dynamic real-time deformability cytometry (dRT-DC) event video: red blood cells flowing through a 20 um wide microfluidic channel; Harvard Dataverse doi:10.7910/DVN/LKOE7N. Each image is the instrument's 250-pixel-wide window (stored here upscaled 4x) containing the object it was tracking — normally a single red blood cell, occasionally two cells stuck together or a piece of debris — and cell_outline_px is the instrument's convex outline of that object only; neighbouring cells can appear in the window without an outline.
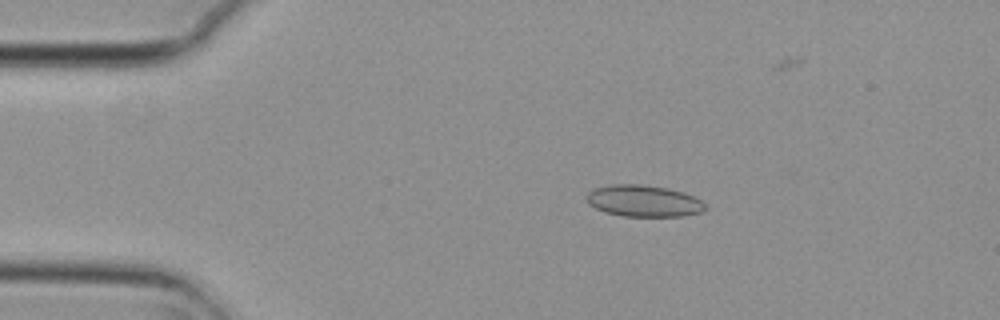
{"species": "common noctule bat (a hibernating species)", "species_latin": "Nyctalus noctula", "temperature_condition": "cold", "stored_images_in_passage": 6, "camera_frame_rate_fps": 3000, "um_per_image_px": 0.085, "animal": {"sex": "female", "body_mass_g": 29.2, "forearm_length_mm": 56.3}, "frame": {"image": 1, "passage_image": 3, "time_ms": 0.667, "image_size_px": [1000, 320], "cell_outline_px": [[708, 208], [700, 212], [684, 216], [624, 216], [604, 212], [588, 204], [584, 196], [588, 192], [596, 188], [612, 184], [640, 184], [668, 188], [684, 192], [700, 200]], "centroid_in_image_um": [54.68, 17.08], "position_along_channel_um": 30.3, "area_um2": 21.91}}
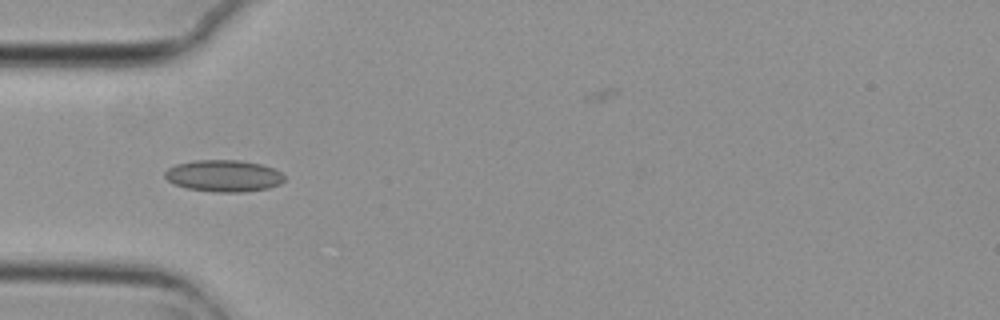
{"frame": {"image": 2, "passage_image": 5, "time_ms": 1.333, "image_size_px": [1000, 320], "cell_outline_px": [[284, 180], [280, 184], [268, 188], [244, 192], [216, 192], [188, 188], [172, 184], [164, 176], [164, 172], [168, 168], [176, 164], [192, 160], [240, 160], [260, 164], [272, 168], [280, 172], [284, 176]], "centroid_in_image_um": [18.99, 14.94], "position_along_channel_um": 66.0, "area_um2": 22.14}}
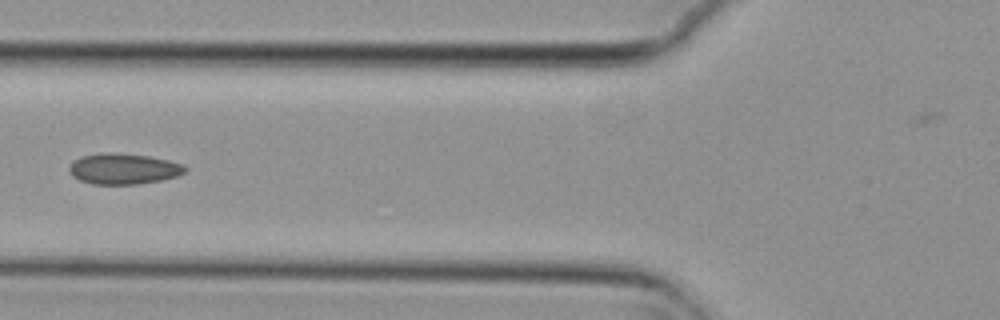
{"frame": {"image": 3, "passage_image": 6, "time_ms": 1.667, "image_size_px": [1000, 320], "cell_outline_px": [[188, 168], [184, 172], [176, 176], [160, 180], [136, 184], [92, 184], [80, 180], [72, 176], [68, 168], [72, 160], [80, 156], [148, 156], [168, 160], [184, 164]], "centroid_in_image_um": [10.51, 14.4], "position_along_channel_um": 115.3, "area_um2": 19.77}}